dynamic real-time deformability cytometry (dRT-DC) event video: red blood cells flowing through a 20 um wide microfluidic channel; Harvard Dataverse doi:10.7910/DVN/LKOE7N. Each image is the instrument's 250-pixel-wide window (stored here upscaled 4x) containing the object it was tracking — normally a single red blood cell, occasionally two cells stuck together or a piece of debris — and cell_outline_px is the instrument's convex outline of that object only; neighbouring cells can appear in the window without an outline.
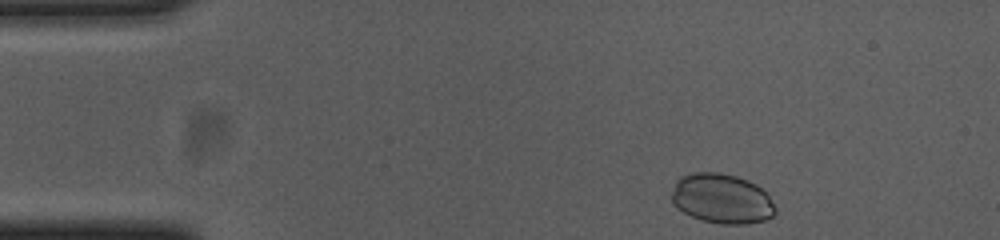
{"species": "common noctule bat (a hibernating species)", "species_latin": "Nyctalus noctula", "temperature_condition": "cold", "stored_images_in_passage": 39, "camera_frame_rate_fps": 3000, "um_per_image_px": 0.085, "animal": {"sex": "female", "body_mass_g": 23.0, "forearm_length_mm": 53.4}, "frame": {"image": 1, "passage_image": 1, "time_ms": 0.0, "image_size_px": [1000, 240], "cell_outline_px": [[776, 212], [772, 216], [764, 220], [744, 224], [720, 224], [704, 220], [692, 216], [676, 208], [672, 200], [672, 192], [676, 180], [680, 176], [692, 172], [716, 172], [736, 176], [756, 184], [768, 196], [776, 208]], "centroid_in_image_um": [61.33, 16.88], "position_along_channel_um": 23.7, "area_um2": 29.94}}
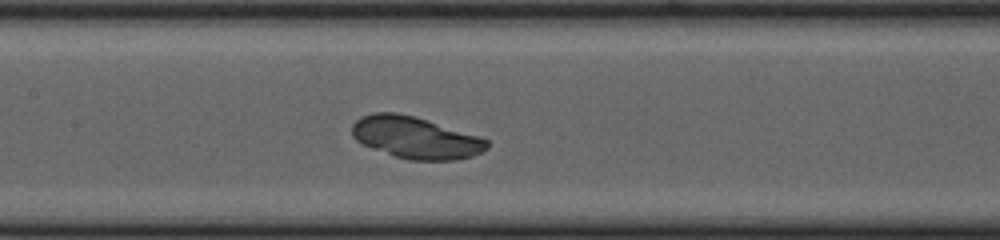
{"frame": {"image": 2, "passage_image": 19, "time_ms": 6.0, "image_size_px": [1000, 240], "cell_outline_px": [[488, 148], [472, 156], [456, 160], [408, 160], [372, 148], [356, 140], [352, 136], [352, 124], [360, 116], [372, 112], [396, 112], [412, 116], [476, 136], [488, 140]], "centroid_in_image_um": [35.26, 11.7], "position_along_channel_um": 172.1, "area_um2": 32.37}}